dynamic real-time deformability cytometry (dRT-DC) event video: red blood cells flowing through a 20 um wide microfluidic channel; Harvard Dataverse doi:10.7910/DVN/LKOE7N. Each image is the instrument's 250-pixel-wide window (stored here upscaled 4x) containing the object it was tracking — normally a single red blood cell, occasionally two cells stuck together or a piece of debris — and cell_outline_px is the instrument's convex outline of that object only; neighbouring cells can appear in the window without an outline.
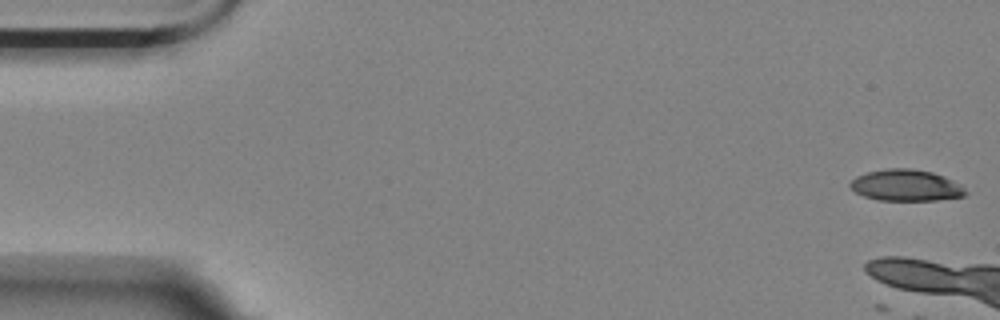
{"species": "Egyptian fruit bat (a non-hibernating species)", "species_latin": "Rousettus aegyptiacus", "temperature_condition": "room temperature", "stored_images_in_passage": 4, "camera_frame_rate_fps": 3000, "um_per_image_px": 0.085, "animal": {"sex": "female"}, "frame": {"image": 1, "passage_image": 1, "time_ms": 0.0, "image_size_px": [1000, 320], "cell_outline_px": [[968, 192], [964, 196], [936, 200], [876, 200], [864, 196], [856, 192], [848, 184], [856, 176], [868, 172], [888, 168], [912, 168], [932, 172], [944, 176], [952, 180], [964, 188]], "centroid_in_image_um": [77.0, 15.75], "position_along_channel_um": 8.0, "area_um2": 21.04}}